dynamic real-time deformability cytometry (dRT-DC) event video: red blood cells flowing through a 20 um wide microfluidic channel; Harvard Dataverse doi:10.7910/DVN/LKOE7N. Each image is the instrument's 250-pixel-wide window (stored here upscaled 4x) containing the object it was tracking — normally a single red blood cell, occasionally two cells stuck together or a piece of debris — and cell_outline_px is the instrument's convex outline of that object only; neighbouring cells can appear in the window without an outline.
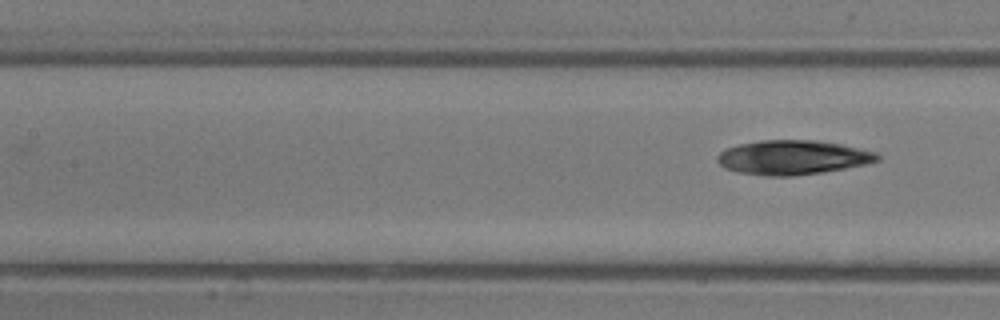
{"species": "common noctule bat (a hibernating species)", "species_latin": "Nyctalus noctula", "temperature_condition": "room temperature", "stored_images_in_passage": 7, "camera_frame_rate_fps": 3000, "um_per_image_px": 0.085, "animal": {"sex": "male", "body_mass_g": 13.3}, "frame": {"image": 1, "passage_image": 7, "time_ms": 7.667, "image_size_px": [1000, 320], "cell_outline_px": [[880, 160], [864, 164], [824, 172], [792, 176], [768, 176], [736, 172], [724, 168], [716, 160], [716, 156], [724, 148], [740, 144], [760, 140], [816, 140], [840, 144], [876, 152], [880, 156]], "centroid_in_image_um": [67.33, 13.38], "position_along_channel_um": 140.1, "area_um2": 32.08}}